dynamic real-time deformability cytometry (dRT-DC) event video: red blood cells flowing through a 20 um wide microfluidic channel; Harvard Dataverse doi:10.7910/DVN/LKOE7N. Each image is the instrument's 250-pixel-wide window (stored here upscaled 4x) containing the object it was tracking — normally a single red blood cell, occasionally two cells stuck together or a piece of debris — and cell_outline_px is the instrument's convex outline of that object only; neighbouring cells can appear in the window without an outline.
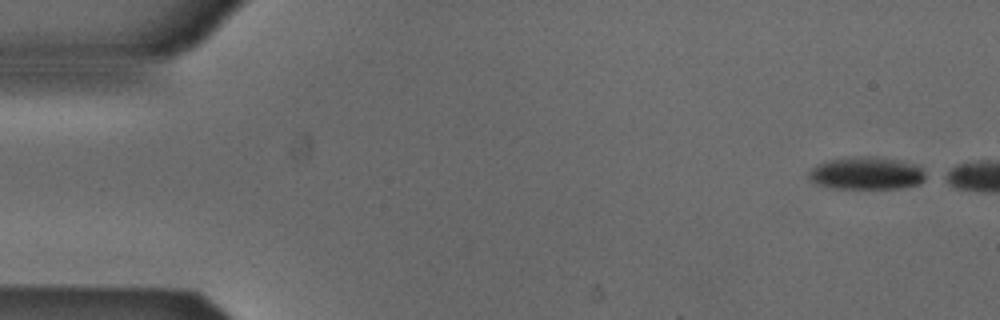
{"species": "Egyptian fruit bat (a non-hibernating species)", "species_latin": "Rousettus aegyptiacus", "temperature_condition": "cold", "stored_images_in_passage": 5, "camera_frame_rate_fps": 3000, "um_per_image_px": 0.085, "animal": {"sex": "male"}, "frame": {"image": 1, "passage_image": 1, "time_ms": 0.0, "image_size_px": [1000, 320], "cell_outline_px": [[932, 176], [920, 184], [900, 188], [828, 188], [816, 184], [808, 176], [808, 172], [816, 164], [824, 160], [864, 156], [872, 156], [920, 164]], "centroid_in_image_um": [73.74, 14.73], "position_along_channel_um": 11.3, "area_um2": 22.83}}